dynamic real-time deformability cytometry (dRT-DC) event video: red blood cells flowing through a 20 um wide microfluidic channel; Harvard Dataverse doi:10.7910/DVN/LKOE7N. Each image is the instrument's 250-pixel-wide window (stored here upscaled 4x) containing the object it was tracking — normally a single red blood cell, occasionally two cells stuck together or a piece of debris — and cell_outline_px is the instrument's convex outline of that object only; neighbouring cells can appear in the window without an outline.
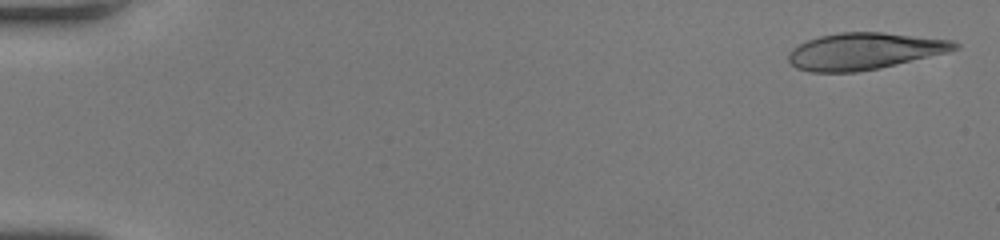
{"species": "human", "species_latin": "Homo sapiens", "temperature_condition": "room temperature", "stored_images_in_passage": 50, "camera_frame_rate_fps": 3000, "um_per_image_px": 0.085, "donor": {"sex": "female"}, "frame": {"image": 1, "passage_image": 2, "time_ms": 0.333, "image_size_px": [1000, 240], "cell_outline_px": [[960, 48], [948, 52], [880, 68], [856, 72], [812, 72], [796, 68], [788, 60], [788, 52], [792, 48], [808, 40], [820, 36], [840, 32], [884, 32], [952, 40], [960, 44]], "centroid_in_image_um": [73.48, 4.35], "position_along_channel_um": 11.5, "area_um2": 35.6}}
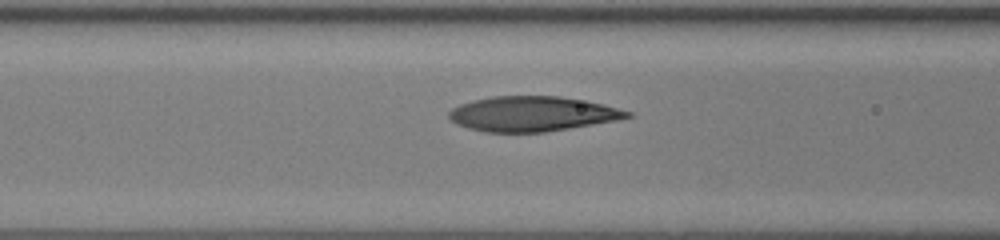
{"frame": {"image": 2, "passage_image": 22, "time_ms": 7.0, "image_size_px": [1000, 240], "cell_outline_px": [[636, 116], [616, 120], [544, 132], [484, 132], [468, 128], [456, 124], [448, 116], [448, 112], [452, 108], [460, 104], [472, 100], [492, 96], [560, 96], [584, 100], [604, 104], [632, 112]], "centroid_in_image_um": [45.24, 9.67], "position_along_channel_um": 121.4, "area_um2": 36.36}}
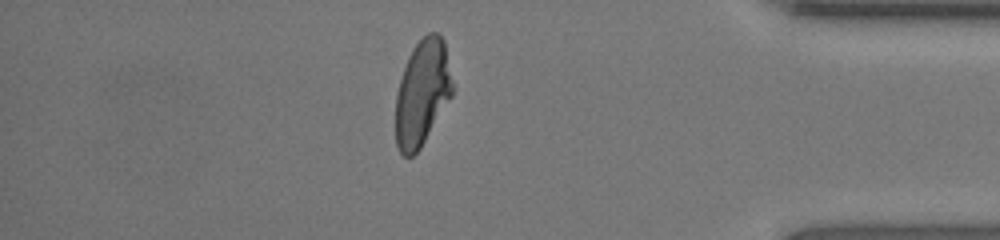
{"frame": {"image": 3, "passage_image": 44, "time_ms": 14.333, "image_size_px": [1000, 240], "cell_outline_px": [[456, 88], [452, 96], [420, 148], [412, 156], [404, 156], [400, 152], [396, 144], [396, 92], [408, 56], [412, 48], [428, 32], [436, 32], [444, 40]], "centroid_in_image_um": [35.92, 7.86], "position_along_channel_um": 399.3, "area_um2": 35.37}, "authors_computed_cell_mechanics": {"area_um2": 36.2695, "velocity_mm_per_s": 4.1782, "shape_relaxation_time_tau1_ms": 5.2808, "shape_relaxation_time_tau2_ms": 1.3273, "deformation_change_tau1": 0.2309, "deformation_change_tau2": 0.079}}